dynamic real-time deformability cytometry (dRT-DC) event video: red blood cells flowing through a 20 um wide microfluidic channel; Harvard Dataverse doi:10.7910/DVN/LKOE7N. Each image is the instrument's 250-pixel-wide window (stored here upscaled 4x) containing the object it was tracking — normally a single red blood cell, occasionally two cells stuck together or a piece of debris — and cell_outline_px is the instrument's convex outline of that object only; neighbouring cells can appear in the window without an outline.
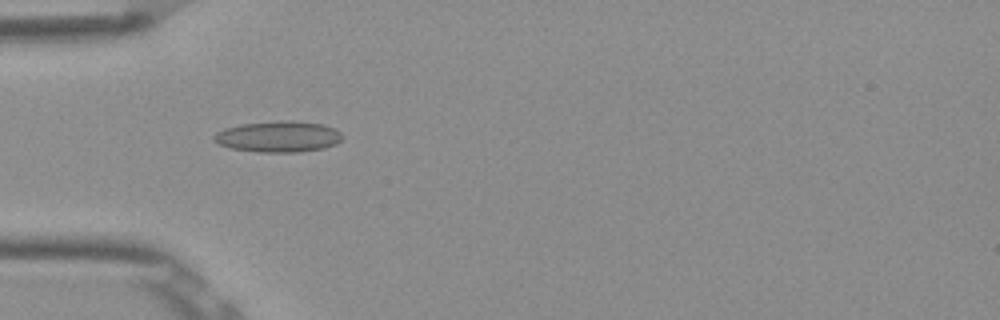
{"species": "Egyptian fruit bat (a non-hibernating species)", "species_latin": "Rousettus aegyptiacus", "temperature_condition": "room temperature", "stored_images_in_passage": 2, "camera_frame_rate_fps": 3000, "um_per_image_px": 0.085, "frame": {"image": 1, "passage_image": 2, "time_ms": 0.333, "image_size_px": [1000, 320], "cell_outline_px": [[344, 136], [336, 144], [324, 148], [300, 152], [260, 152], [228, 148], [212, 140], [212, 136], [216, 132], [224, 128], [240, 124], [280, 120], [292, 120], [324, 124], [340, 132]], "centroid_in_image_um": [23.64, 11.6], "position_along_channel_um": 61.4, "area_um2": 23.52}}